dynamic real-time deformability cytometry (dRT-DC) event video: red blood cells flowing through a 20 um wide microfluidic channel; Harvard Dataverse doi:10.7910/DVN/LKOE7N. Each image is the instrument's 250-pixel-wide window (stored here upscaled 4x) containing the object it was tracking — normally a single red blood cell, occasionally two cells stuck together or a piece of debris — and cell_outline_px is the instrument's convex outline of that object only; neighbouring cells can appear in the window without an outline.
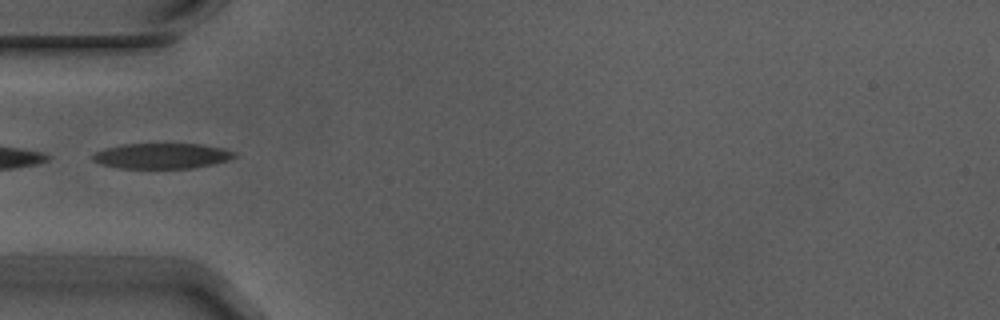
{"species": "Egyptian fruit bat (a non-hibernating species)", "species_latin": "Rousettus aegyptiacus", "temperature_condition": "warm", "stored_images_in_passage": 7, "camera_frame_rate_fps": 3000, "um_per_image_px": 0.085, "animal": {"sex": "male"}, "frame": {"image": 1, "passage_image": 5, "time_ms": 1.333, "image_size_px": [1000, 320], "cell_outline_px": [[236, 156], [228, 160], [212, 164], [192, 168], [120, 168], [100, 164], [92, 160], [92, 156], [96, 152], [104, 148], [124, 144], [200, 144], [224, 148], [236, 152]], "centroid_in_image_um": [13.76, 13.25], "position_along_channel_um": 71.2, "area_um2": 20.98}}
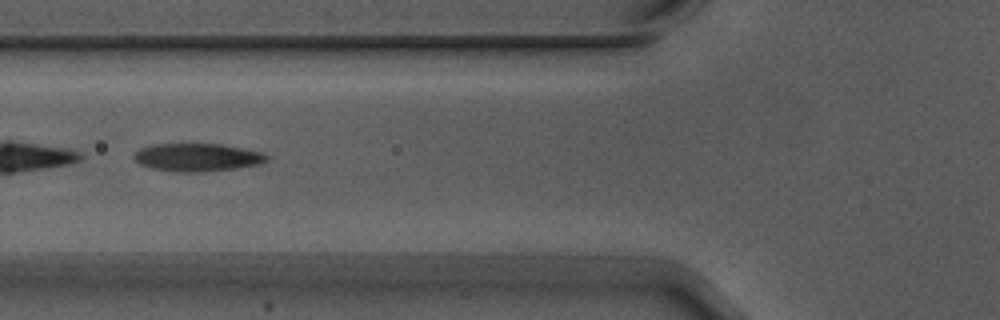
{"frame": {"image": 2, "passage_image": 6, "time_ms": 1.667, "image_size_px": [1000, 320], "cell_outline_px": [[272, 156], [268, 160], [260, 164], [236, 168], [200, 172], [176, 172], [152, 168], [140, 164], [132, 156], [140, 148], [152, 144], [220, 144], [260, 152]], "centroid_in_image_um": [16.77, 13.38], "position_along_channel_um": 109.0, "area_um2": 21.56}}
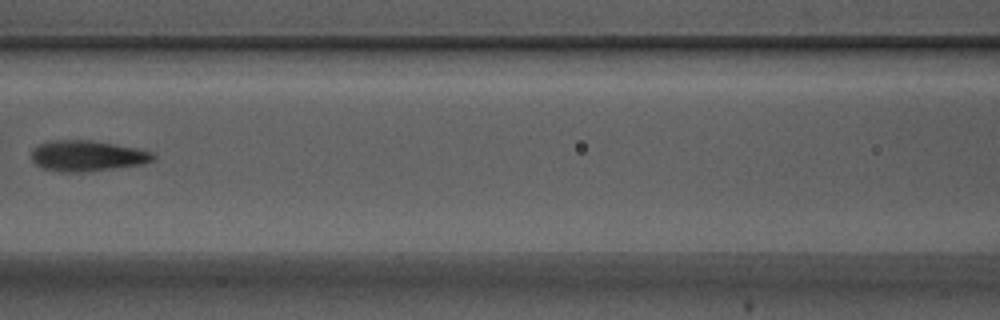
{"frame": {"image": 3, "passage_image": 7, "time_ms": 2.0, "image_size_px": [1000, 320], "cell_outline_px": [[156, 160], [144, 164], [84, 172], [60, 172], [44, 168], [36, 164], [32, 160], [32, 148], [44, 140], [92, 140], [136, 148], [152, 152], [156, 156]], "centroid_in_image_um": [7.4, 13.24], "position_along_channel_um": 159.2, "area_um2": 22.02}}